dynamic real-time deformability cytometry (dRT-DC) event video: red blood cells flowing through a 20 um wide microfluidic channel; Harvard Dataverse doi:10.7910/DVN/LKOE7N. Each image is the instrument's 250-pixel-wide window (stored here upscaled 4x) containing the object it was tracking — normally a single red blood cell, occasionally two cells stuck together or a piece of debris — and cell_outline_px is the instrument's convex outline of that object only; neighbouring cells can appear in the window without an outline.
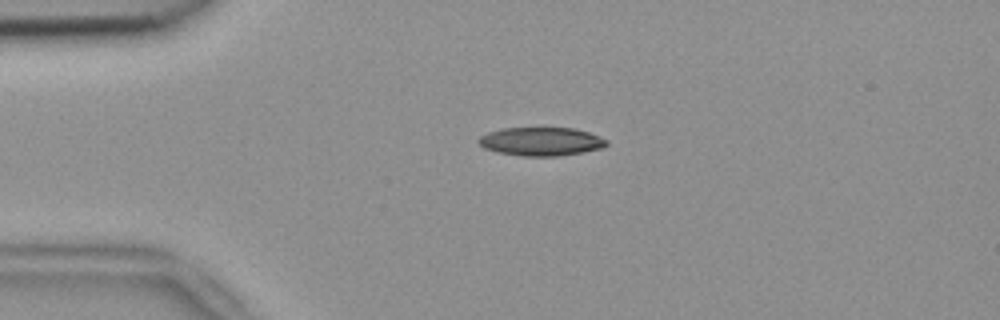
{"species": "common noctule bat (a hibernating species)", "species_latin": "Nyctalus noctula", "temperature_condition": "room temperature", "stored_images_in_passage": 36, "camera_frame_rate_fps": 3000, "um_per_image_px": 0.085, "animal": {"sex": "female", "body_mass_g": 18.4}, "frame": {"image": 1, "passage_image": 1, "time_ms": 0.0, "image_size_px": [1000, 320], "cell_outline_px": [[608, 144], [604, 148], [584, 152], [556, 156], [520, 156], [500, 152], [484, 148], [476, 140], [480, 136], [488, 132], [504, 128], [576, 128], [600, 136], [608, 140]], "centroid_in_image_um": [46.03, 12.02], "position_along_channel_um": 39.0, "area_um2": 21.33}}
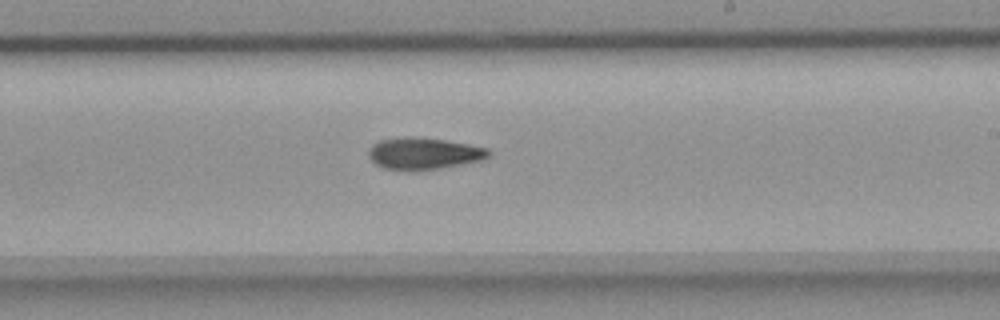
{"frame": {"image": 2, "passage_image": 20, "time_ms": 6.333, "image_size_px": [1000, 320], "cell_outline_px": [[492, 152], [484, 160], [440, 168], [416, 172], [384, 168], [376, 164], [368, 156], [368, 148], [372, 144], [380, 140], [412, 136], [444, 140], [468, 144], [488, 148]], "centroid_in_image_um": [36.02, 13.06], "position_along_channel_um": 253.0, "area_um2": 22.48}}
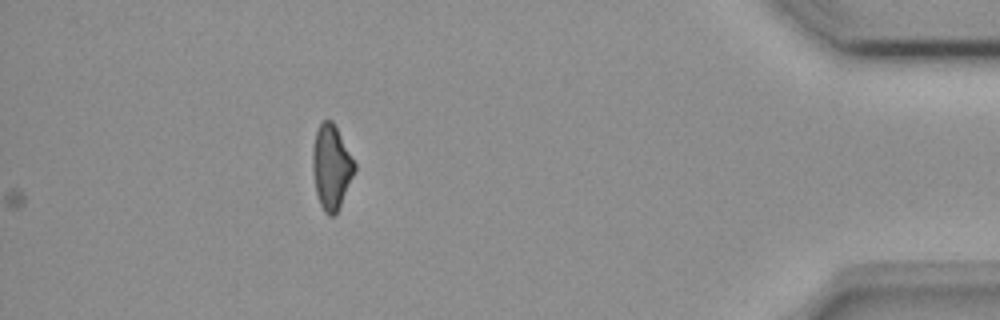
{"frame": {"image": 3, "passage_image": 36, "time_ms": 11.667, "image_size_px": [1000, 320], "cell_outline_px": [[356, 168], [340, 204], [336, 212], [332, 216], [328, 216], [324, 212], [320, 204], [316, 192], [312, 168], [312, 148], [316, 128], [324, 120], [332, 120], [356, 164]], "centroid_in_image_um": [28.13, 14.17], "position_along_channel_um": 407.1, "area_um2": 20.35}}